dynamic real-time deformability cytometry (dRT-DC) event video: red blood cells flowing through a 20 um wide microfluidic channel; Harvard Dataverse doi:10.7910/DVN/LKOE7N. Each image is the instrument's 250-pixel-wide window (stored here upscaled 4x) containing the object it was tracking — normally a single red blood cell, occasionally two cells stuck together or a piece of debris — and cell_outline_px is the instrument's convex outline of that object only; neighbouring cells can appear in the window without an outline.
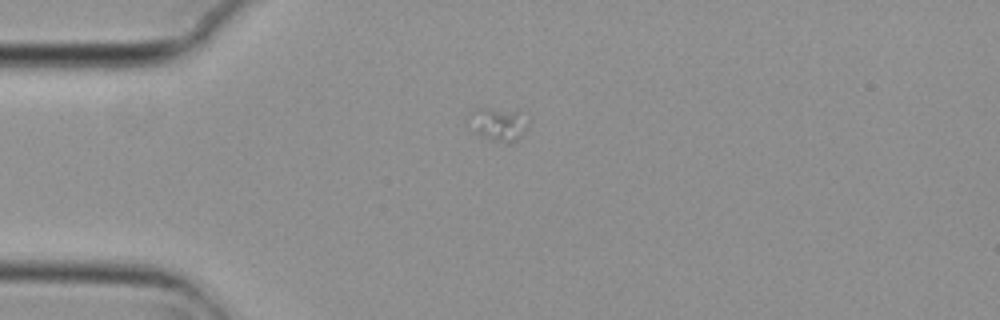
{"species": "common noctule bat (a hibernating species)", "species_latin": "Nyctalus noctula", "temperature_condition": "cold", "stored_images_in_passage": 2, "camera_frame_rate_fps": 3000, "um_per_image_px": 0.085, "animal": {"sex": "female", "body_mass_g": 29.2, "forearm_length_mm": 56.3}, "frame": {"image": 1, "passage_image": 1, "time_ms": 0.0, "image_size_px": [1000, 320], "cell_outline_px": [[528, 124], [520, 136], [516, 140], [508, 144], [484, 136], [476, 132], [468, 116], [468, 112], [472, 108], [488, 108], [516, 112]], "centroid_in_image_um": [42.29, 10.54], "position_along_channel_um": 42.7, "area_um2": 10.75}}